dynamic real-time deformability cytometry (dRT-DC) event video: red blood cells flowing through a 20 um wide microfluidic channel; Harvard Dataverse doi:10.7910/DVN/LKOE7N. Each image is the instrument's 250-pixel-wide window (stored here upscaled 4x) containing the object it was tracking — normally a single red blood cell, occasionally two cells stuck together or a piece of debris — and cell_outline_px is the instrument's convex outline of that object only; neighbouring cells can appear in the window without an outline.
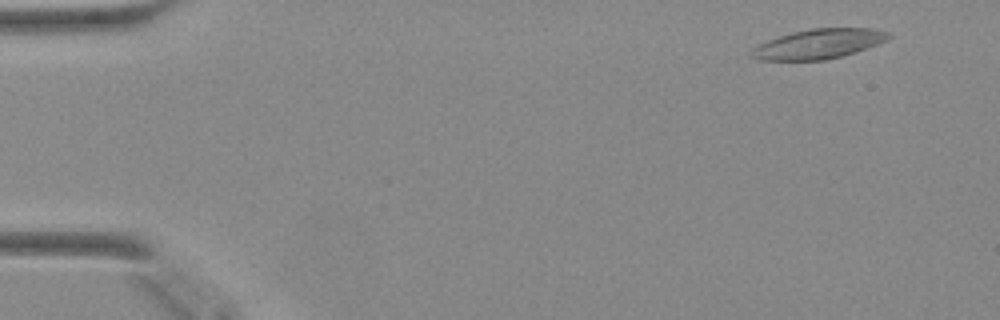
{"species": "Egyptian fruit bat (a non-hibernating species)", "species_latin": "Rousettus aegyptiacus", "temperature_condition": "warm", "stored_images_in_passage": 49, "camera_frame_rate_fps": 3000, "um_per_image_px": 0.085, "animal": {"sex": "female"}, "frame": {"image": 1, "passage_image": 4, "time_ms": 1.0, "image_size_px": [1000, 320], "cell_outline_px": [[892, 36], [888, 40], [840, 56], [824, 60], [760, 60], [748, 56], [748, 52], [752, 48], [768, 40], [792, 32], [812, 28], [872, 28], [888, 32]], "centroid_in_image_um": [69.53, 3.73], "position_along_channel_um": 15.5, "area_um2": 23.52}}
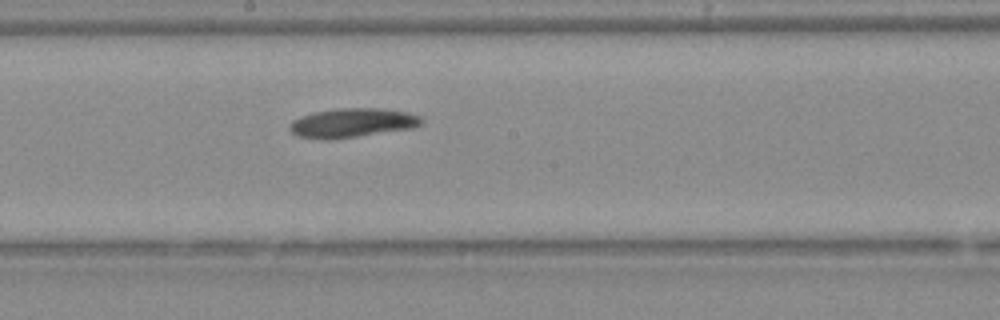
{"frame": {"image": 2, "passage_image": 27, "time_ms": 8.667, "image_size_px": [1000, 320], "cell_outline_px": [[424, 124], [412, 128], [356, 136], [324, 140], [296, 136], [288, 128], [292, 120], [300, 116], [312, 112], [336, 108], [380, 108], [408, 112], [420, 116], [424, 120]], "centroid_in_image_um": [29.93, 10.43], "position_along_channel_um": 218.3, "area_um2": 22.54}}
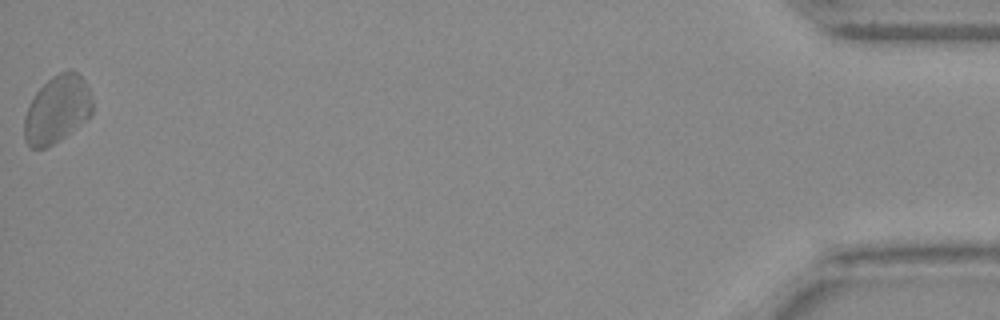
{"frame": {"image": 3, "passage_image": 49, "time_ms": 16.0, "image_size_px": [1000, 320], "cell_outline_px": [[92, 112], [84, 120], [60, 140], [44, 148], [32, 148], [24, 140], [24, 116], [36, 92], [52, 76], [68, 68], [76, 72], [84, 80], [92, 96]], "centroid_in_image_um": [4.84, 9.29], "position_along_channel_um": 430.4, "area_um2": 26.47}}